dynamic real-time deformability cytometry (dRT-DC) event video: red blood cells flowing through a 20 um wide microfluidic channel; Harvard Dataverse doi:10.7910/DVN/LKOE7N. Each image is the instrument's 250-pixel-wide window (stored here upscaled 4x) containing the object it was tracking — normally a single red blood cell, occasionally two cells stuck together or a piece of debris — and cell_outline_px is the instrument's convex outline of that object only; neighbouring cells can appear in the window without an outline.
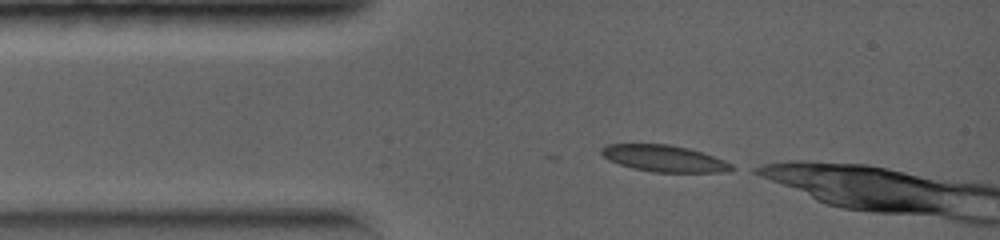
{"species": "common noctule bat (a hibernating species)", "species_latin": "Nyctalus noctula", "temperature_condition": "warm", "stored_images_in_passage": 10, "camera_frame_rate_fps": 5000, "um_per_image_px": 0.085, "animal": {"sex": "female", "body_mass_g": 19.0, "forearm_length_mm": 56.7}, "frame": {"image": 1, "passage_image": 1, "time_ms": 0.0, "image_size_px": [1000, 240], "cell_outline_px": [[736, 168], [728, 172], [652, 172], [632, 168], [608, 160], [600, 152], [600, 148], [608, 144], [668, 144], [688, 148], [724, 160], [732, 164]], "centroid_in_image_um": [56.44, 13.47], "position_along_channel_um": 28.6, "area_um2": 20.11}}